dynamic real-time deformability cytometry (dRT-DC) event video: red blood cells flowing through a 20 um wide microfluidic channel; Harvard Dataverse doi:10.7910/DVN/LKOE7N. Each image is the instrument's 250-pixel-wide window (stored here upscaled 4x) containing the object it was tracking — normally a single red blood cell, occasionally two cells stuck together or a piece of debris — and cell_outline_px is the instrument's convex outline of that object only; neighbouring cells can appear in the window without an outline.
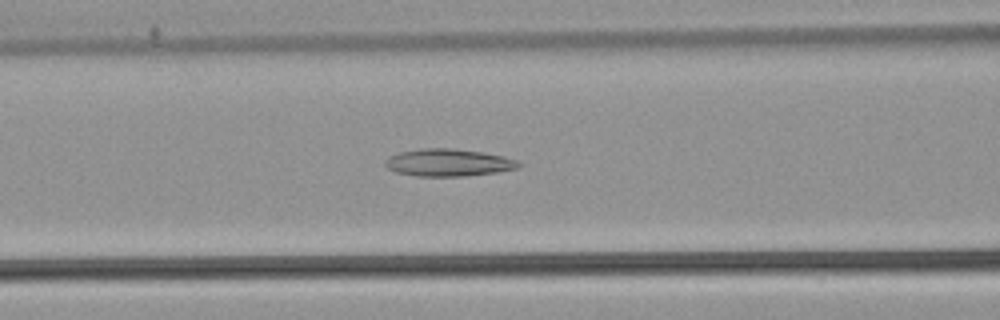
{"species": "common noctule bat (a hibernating species)", "species_latin": "Nyctalus noctula", "temperature_condition": "warm", "stored_images_in_passage": 44, "camera_frame_rate_fps": 3000, "um_per_image_px": 0.085, "animal": {"sex": "male", "body_mass_g": 21.5, "forearm_length_mm": 52.0}, "frame": {"image": 1, "passage_image": 14, "time_ms": 4.333, "image_size_px": [1000, 320], "cell_outline_px": [[524, 164], [516, 168], [496, 172], [464, 176], [416, 176], [396, 172], [388, 168], [384, 164], [384, 160], [400, 152], [420, 148], [456, 148], [484, 152], [504, 156], [516, 160]], "centroid_in_image_um": [38.12, 13.81], "position_along_channel_um": 128.5, "area_um2": 21.33}}
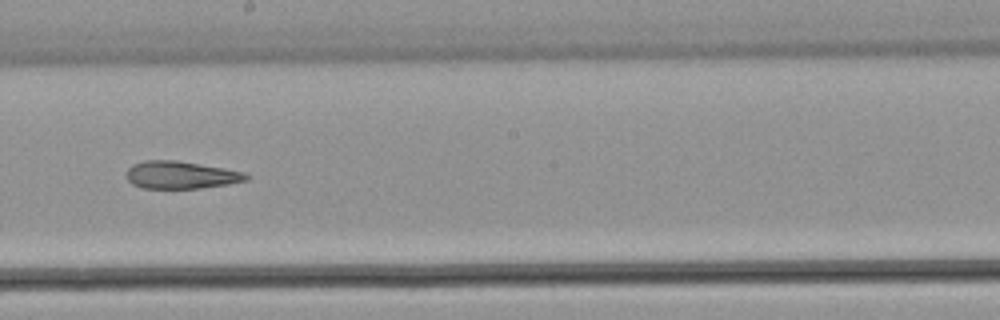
{"frame": {"image": 2, "passage_image": 22, "time_ms": 7.0, "image_size_px": [1000, 320], "cell_outline_px": [[248, 180], [228, 184], [200, 188], [140, 188], [132, 184], [128, 180], [128, 168], [132, 164], [144, 160], [176, 160], [224, 168], [244, 172], [248, 176]], "centroid_in_image_um": [15.36, 14.87], "position_along_channel_um": 232.8, "area_um2": 19.13}}
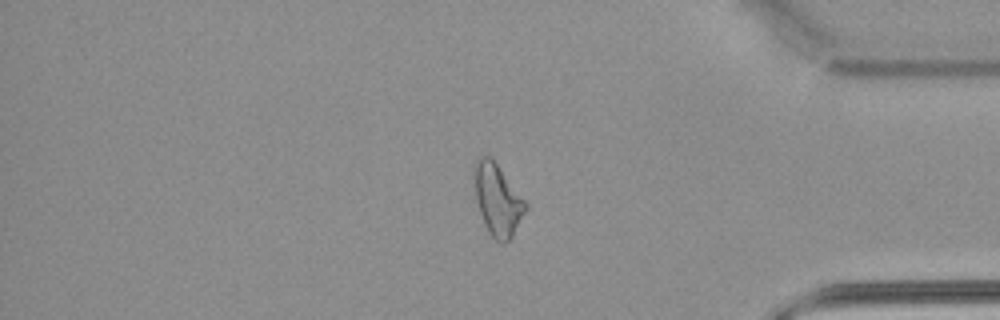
{"frame": {"image": 3, "passage_image": 36, "time_ms": 11.667, "image_size_px": [1000, 320], "cell_outline_px": [[528, 208], [512, 236], [504, 244], [500, 244], [488, 232], [484, 224], [476, 200], [472, 176], [472, 164], [480, 156], [488, 156], [496, 164], [528, 204]], "centroid_in_image_um": [42.26, 16.98], "position_along_channel_um": 392.9, "area_um2": 21.44}, "authors_computed_cell_mechanics": {"area_um2": 21.4727, "velocity_mm_per_s": 3.9207, "shape_relaxation_time_tau1_ms": null, "shape_relaxation_time_tau2_ms": 6.3674, "deformation_change_tau1": null, "deformation_change_tau2": 0.1817}}